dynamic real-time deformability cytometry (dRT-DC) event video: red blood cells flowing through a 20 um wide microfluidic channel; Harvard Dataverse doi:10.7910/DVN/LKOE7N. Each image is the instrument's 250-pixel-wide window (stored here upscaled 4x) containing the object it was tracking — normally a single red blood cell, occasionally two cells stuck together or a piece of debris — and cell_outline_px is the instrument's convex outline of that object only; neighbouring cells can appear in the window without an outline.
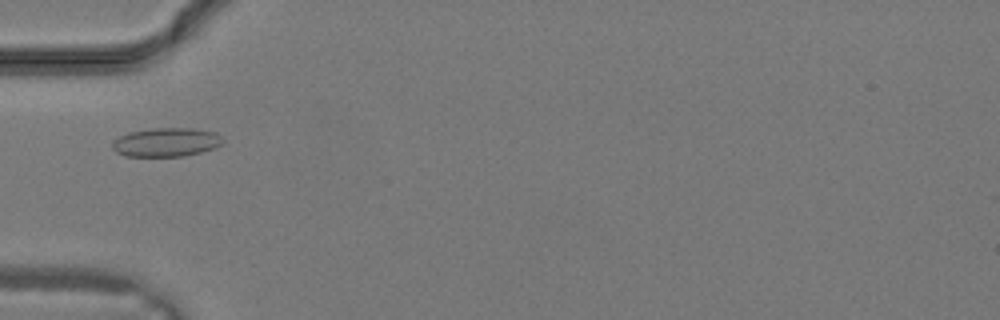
{"species": "common noctule bat (a hibernating species)", "species_latin": "Nyctalus noctula", "temperature_condition": "warm", "stored_images_in_passage": 24, "camera_frame_rate_fps": 3000, "um_per_image_px": 0.085, "animal": {"sex": "male", "body_mass_g": 19.2, "forearm_length_mm": 51.8}, "frame": {"image": 1, "passage_image": 3, "time_ms": 0.667, "image_size_px": [1000, 320], "cell_outline_px": [[224, 140], [220, 144], [212, 148], [200, 152], [184, 156], [124, 156], [116, 152], [112, 148], [112, 140], [128, 132], [152, 128], [192, 128], [216, 132]], "centroid_in_image_um": [14.09, 12.08], "position_along_channel_um": 70.9, "area_um2": 18.55}}
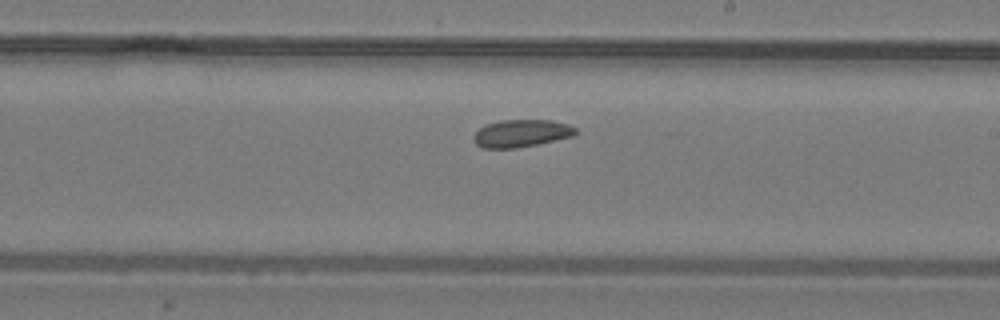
{"frame": {"image": 2, "passage_image": 11, "time_ms": 3.333, "image_size_px": [1000, 320], "cell_outline_px": [[580, 132], [572, 136], [536, 144], [516, 148], [484, 148], [476, 144], [472, 140], [472, 136], [480, 128], [488, 124], [500, 120], [552, 120], [568, 124], [576, 128]], "centroid_in_image_um": [44.32, 11.33], "position_along_channel_um": 244.7, "area_um2": 16.3}}
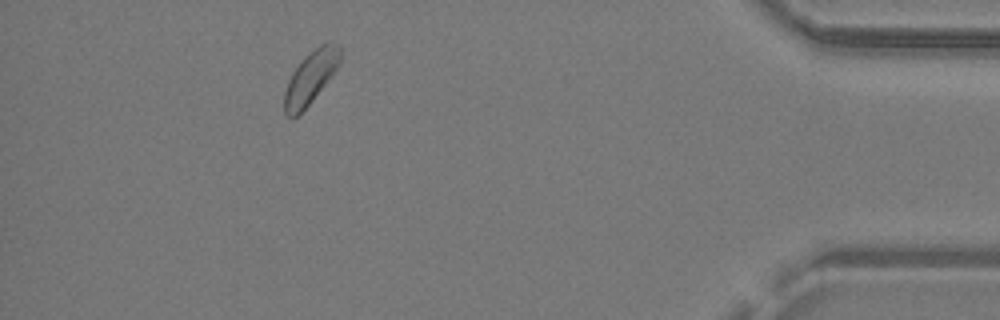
{"frame": {"image": 3, "passage_image": 21, "time_ms": 6.667, "image_size_px": [1000, 320], "cell_outline_px": [[340, 64], [328, 80], [312, 100], [292, 120], [284, 116], [284, 92], [288, 80], [292, 72], [300, 60], [308, 52], [320, 44], [340, 44]], "centroid_in_image_um": [26.36, 6.59], "position_along_channel_um": 408.8, "area_um2": 17.11}}